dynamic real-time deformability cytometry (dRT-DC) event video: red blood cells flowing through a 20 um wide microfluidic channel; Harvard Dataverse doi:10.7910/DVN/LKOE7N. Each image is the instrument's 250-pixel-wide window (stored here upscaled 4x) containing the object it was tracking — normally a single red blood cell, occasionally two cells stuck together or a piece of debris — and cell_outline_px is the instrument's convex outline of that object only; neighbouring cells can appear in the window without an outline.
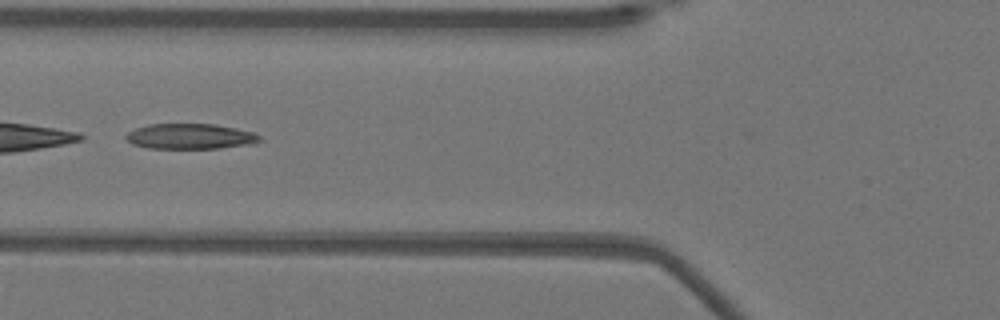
{"species": "Egyptian fruit bat (a non-hibernating species)", "species_latin": "Rousettus aegyptiacus", "temperature_condition": "warm", "stored_images_in_passage": 44, "camera_frame_rate_fps": 3000, "um_per_image_px": 0.085, "animal": {"sex": "female"}, "frame": {"image": 1, "passage_image": 13, "time_ms": 4.0, "image_size_px": [1000, 320], "cell_outline_px": [[264, 140], [256, 144], [220, 148], [148, 148], [132, 144], [124, 136], [128, 132], [136, 128], [148, 124], [216, 124], [256, 132]], "centroid_in_image_um": [16.25, 11.59], "position_along_channel_um": 109.6, "area_um2": 20.06}}
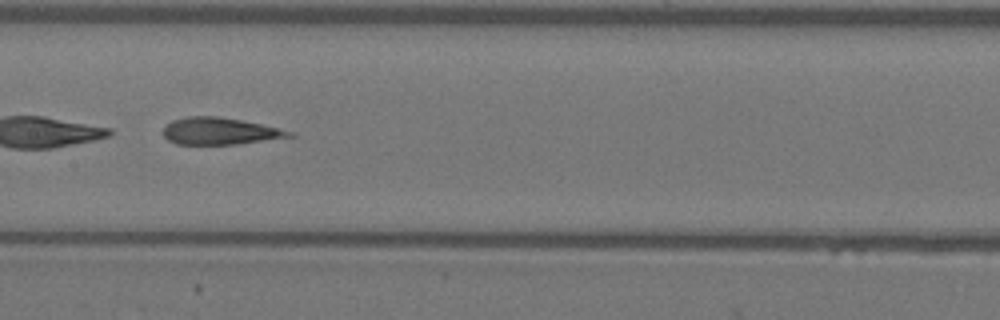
{"frame": {"image": 2, "passage_image": 19, "time_ms": 6.0, "image_size_px": [1000, 320], "cell_outline_px": [[296, 136], [236, 144], [176, 144], [168, 140], [164, 136], [164, 128], [172, 120], [188, 116], [216, 116], [240, 120], [280, 128], [296, 132]], "centroid_in_image_um": [18.72, 11.15], "position_along_channel_um": 188.7, "area_um2": 19.71}}